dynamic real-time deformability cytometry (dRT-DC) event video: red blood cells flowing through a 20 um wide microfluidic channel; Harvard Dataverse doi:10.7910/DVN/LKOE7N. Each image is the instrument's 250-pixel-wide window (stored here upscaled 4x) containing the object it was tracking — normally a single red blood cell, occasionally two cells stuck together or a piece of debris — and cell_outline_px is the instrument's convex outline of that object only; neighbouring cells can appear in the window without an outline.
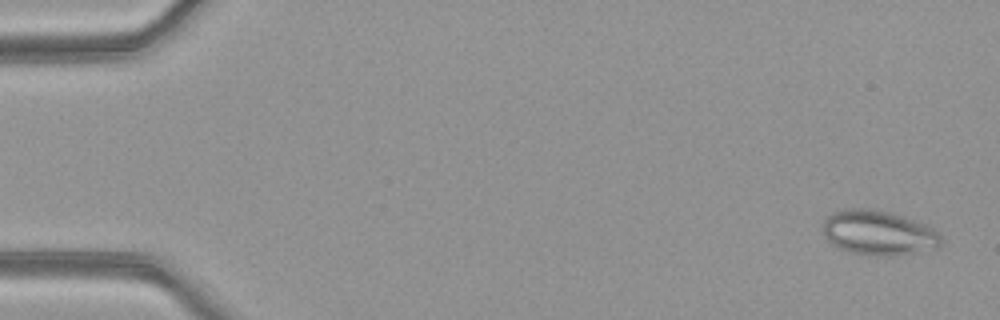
{"species": "common noctule bat (a hibernating species)", "species_latin": "Nyctalus noctula", "temperature_condition": "warm", "stored_images_in_passage": 51, "camera_frame_rate_fps": 3000, "um_per_image_px": 0.085, "animal": {"sex": "female", "body_mass_g": 21.9}, "frame": {"image": 1, "passage_image": 2, "time_ms": 0.333, "image_size_px": [1000, 320], "cell_outline_px": [[944, 240], [936, 248], [892, 256], [880, 256], [852, 252], [840, 248], [832, 244], [824, 236], [824, 220], [832, 212], [844, 208], [876, 208], [892, 212], [924, 224], [932, 228]], "centroid_in_image_um": [74.66, 19.76], "position_along_channel_um": 10.3, "area_um2": 30.75}}
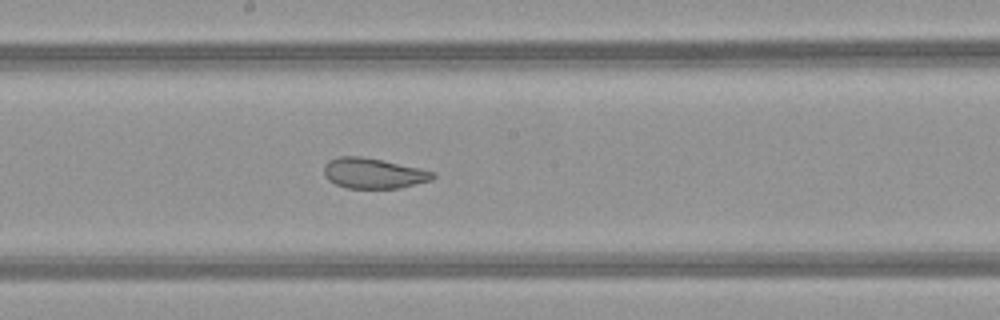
{"frame": {"image": 2, "passage_image": 28, "time_ms": 9.0, "image_size_px": [1000, 320], "cell_outline_px": [[436, 176], [432, 180], [400, 188], [348, 188], [336, 184], [328, 180], [324, 172], [324, 164], [328, 160], [340, 156], [360, 156], [420, 168], [436, 172]], "centroid_in_image_um": [31.75, 14.73], "position_along_channel_um": 216.4, "area_um2": 19.25}}
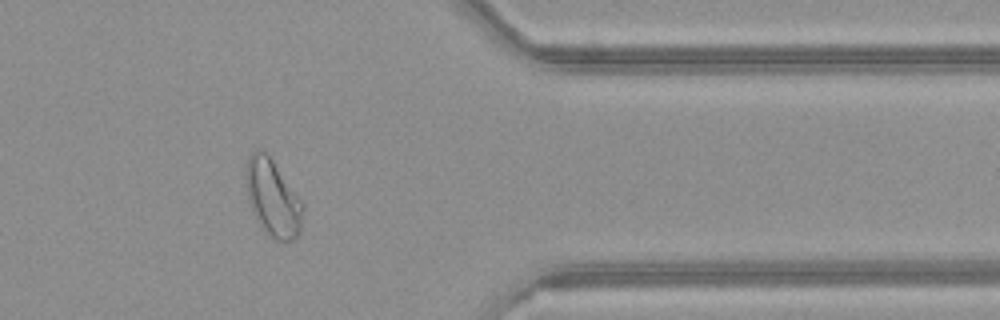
{"frame": {"image": 3, "passage_image": 42, "time_ms": 13.667, "image_size_px": [1000, 320], "cell_outline_px": [[304, 208], [300, 228], [296, 236], [292, 240], [276, 240], [268, 236], [264, 232], [256, 220], [252, 212], [248, 200], [244, 176], [248, 156], [256, 148], [260, 148], [268, 152], [304, 204]], "centroid_in_image_um": [23.15, 16.78], "position_along_channel_um": 388.3, "area_um2": 26.01}, "authors_computed_cell_mechanics": {"area_um2": 26.4724, "velocity_mm_per_s": 4.0423, "shape_relaxation_time_tau1_ms": null, "shape_relaxation_time_tau2_ms": 1.0501, "deformation_change_tau1": null, "deformation_change_tau2": 0.0708}}